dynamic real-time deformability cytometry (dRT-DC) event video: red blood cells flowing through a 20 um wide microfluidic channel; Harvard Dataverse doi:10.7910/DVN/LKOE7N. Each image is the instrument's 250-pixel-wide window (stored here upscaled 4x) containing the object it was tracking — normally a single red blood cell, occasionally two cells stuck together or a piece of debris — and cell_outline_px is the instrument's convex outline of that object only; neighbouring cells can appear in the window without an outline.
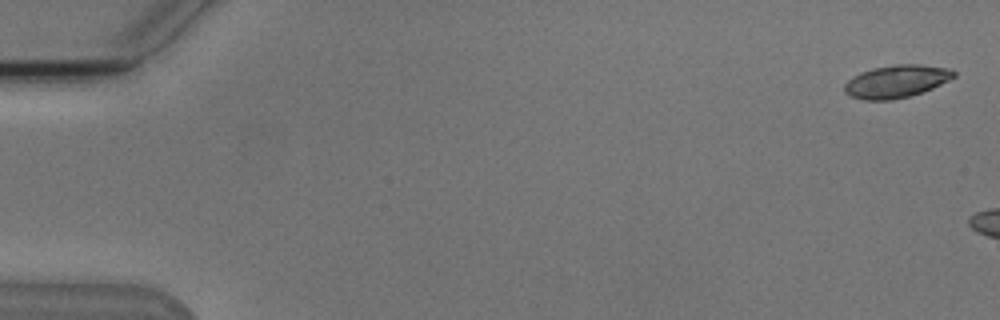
{"species": "Egyptian fruit bat (a non-hibernating species)", "species_latin": "Rousettus aegyptiacus", "temperature_condition": "cold", "stored_images_in_passage": 4, "camera_frame_rate_fps": 3000, "um_per_image_px": 0.085, "animal": {"sex": "male"}, "frame": {"image": 1, "passage_image": 1, "time_ms": 0.0, "image_size_px": [1000, 320], "cell_outline_px": [[956, 76], [932, 88], [908, 96], [892, 100], [864, 100], [852, 96], [844, 92], [844, 84], [852, 76], [860, 72], [872, 68], [900, 64], [916, 64], [952, 68], [956, 72]], "centroid_in_image_um": [76.18, 6.91], "position_along_channel_um": 8.8, "area_um2": 20.75}}